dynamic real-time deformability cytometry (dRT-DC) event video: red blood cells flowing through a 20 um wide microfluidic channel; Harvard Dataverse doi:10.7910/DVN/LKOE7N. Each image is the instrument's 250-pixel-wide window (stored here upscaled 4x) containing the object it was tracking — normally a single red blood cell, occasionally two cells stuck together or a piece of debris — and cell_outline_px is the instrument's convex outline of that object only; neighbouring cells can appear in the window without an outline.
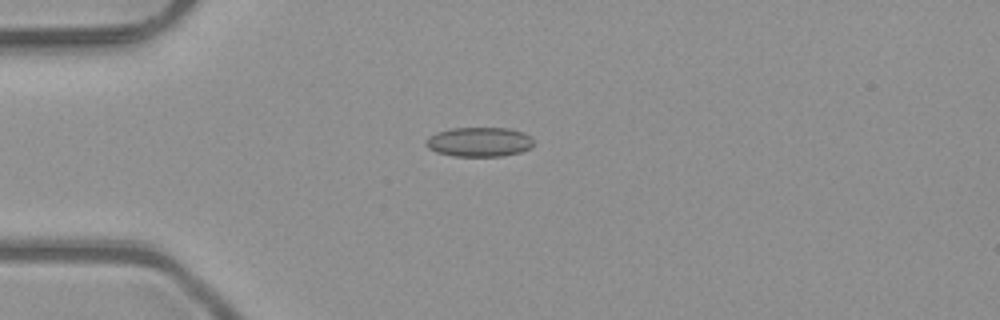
{"species": "common noctule bat (a hibernating species)", "species_latin": "Nyctalus noctula", "temperature_condition": "room temperature", "stored_images_in_passage": 6, "camera_frame_rate_fps": 3000, "um_per_image_px": 0.085, "animal": {"sex": "male", "body_mass_g": 23.1, "forearm_length_mm": 52.7}, "frame": {"image": 1, "passage_image": 3, "time_ms": 0.667, "image_size_px": [1000, 320], "cell_outline_px": [[532, 148], [520, 152], [504, 156], [452, 156], [436, 152], [428, 148], [424, 144], [424, 140], [428, 136], [436, 132], [452, 128], [508, 128], [524, 132], [532, 136]], "centroid_in_image_um": [40.71, 12.06], "position_along_channel_um": 44.3, "area_um2": 18.79}}
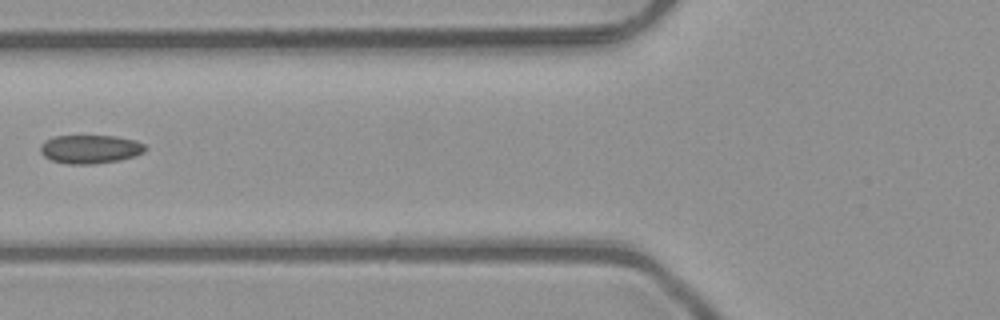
{"frame": {"image": 2, "passage_image": 5, "time_ms": 1.333, "image_size_px": [1000, 320], "cell_outline_px": [[148, 148], [144, 152], [136, 156], [120, 160], [92, 164], [64, 164], [52, 160], [44, 156], [40, 152], [40, 144], [44, 140], [56, 136], [116, 136], [136, 140], [144, 144]], "centroid_in_image_um": [7.68, 12.68], "position_along_channel_um": 118.1, "area_um2": 17.69}}
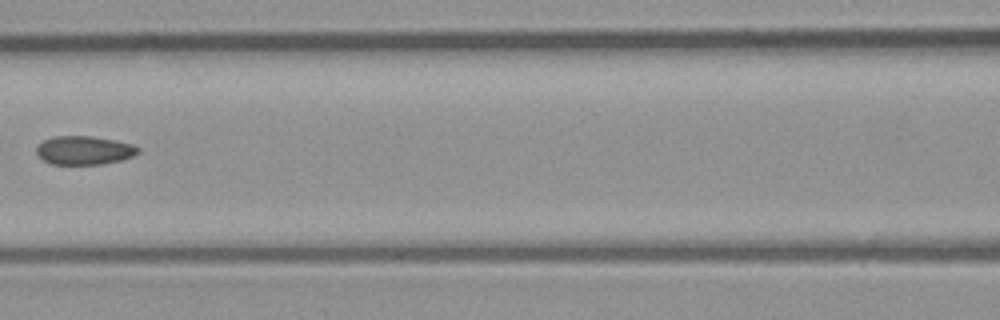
{"frame": {"image": 3, "passage_image": 6, "time_ms": 1.667, "image_size_px": [1000, 320], "cell_outline_px": [[140, 152], [132, 156], [120, 160], [100, 164], [52, 164], [44, 160], [36, 152], [36, 148], [44, 140], [52, 136], [92, 136], [116, 140], [132, 144], [140, 148]], "centroid_in_image_um": [7.17, 12.76], "position_along_channel_um": 159.4, "area_um2": 16.88}}